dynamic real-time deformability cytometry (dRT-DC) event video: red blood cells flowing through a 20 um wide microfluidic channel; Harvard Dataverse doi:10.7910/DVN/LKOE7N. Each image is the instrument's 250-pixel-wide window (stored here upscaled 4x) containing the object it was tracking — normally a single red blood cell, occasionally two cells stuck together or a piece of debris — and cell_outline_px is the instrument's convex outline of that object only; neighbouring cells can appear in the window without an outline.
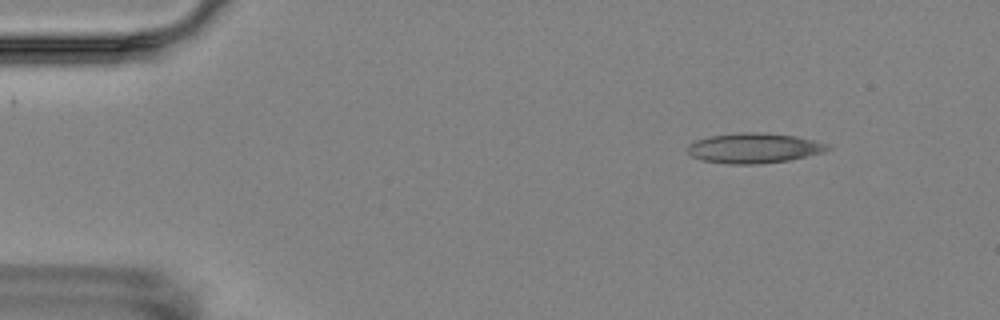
{"species": "Egyptian fruit bat (a non-hibernating species)", "species_latin": "Rousettus aegyptiacus", "temperature_condition": "room temperature", "stored_images_in_passage": 5, "camera_frame_rate_fps": 3000, "um_per_image_px": 0.085, "animal": {"sex": "female"}, "frame": {"image": 1, "passage_image": 2, "time_ms": 1.333, "image_size_px": [1000, 320], "cell_outline_px": [[832, 148], [824, 152], [788, 160], [760, 164], [728, 164], [700, 160], [692, 156], [684, 148], [688, 144], [696, 140], [708, 136], [740, 132], [756, 132], [796, 136], [828, 144]], "centroid_in_image_um": [64.04, 12.59], "position_along_channel_um": 21.0, "area_um2": 24.68}}